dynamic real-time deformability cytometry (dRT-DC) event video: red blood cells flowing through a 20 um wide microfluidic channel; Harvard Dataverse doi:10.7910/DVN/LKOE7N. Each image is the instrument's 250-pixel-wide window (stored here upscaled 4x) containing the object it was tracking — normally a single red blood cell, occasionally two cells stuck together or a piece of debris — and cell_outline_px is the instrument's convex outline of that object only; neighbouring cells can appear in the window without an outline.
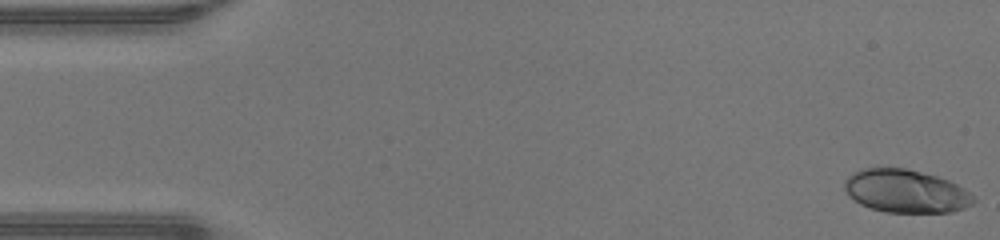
{"species": "human", "species_latin": "Homo sapiens", "temperature_condition": "warm", "stored_images_in_passage": 47, "camera_frame_rate_fps": 3000, "um_per_image_px": 0.085, "donor": {"sex": "male"}, "frame": {"image": 1, "passage_image": 1, "time_ms": 0.0, "image_size_px": [1000, 240], "cell_outline_px": [[976, 200], [972, 204], [964, 208], [952, 212], [884, 212], [860, 204], [848, 196], [844, 188], [844, 180], [852, 172], [864, 168], [904, 168], [936, 176], [948, 180], [964, 188]], "centroid_in_image_um": [76.96, 16.25], "position_along_channel_um": 8.0, "area_um2": 32.31}}
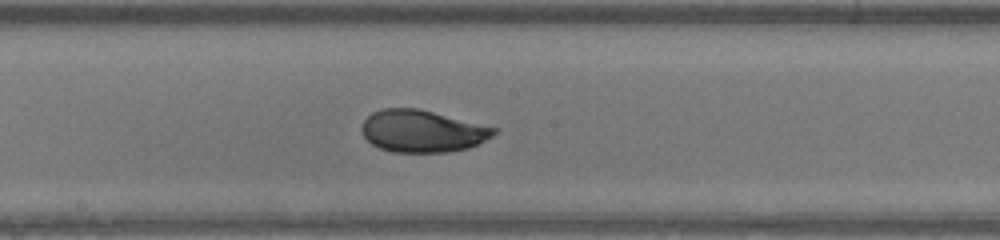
{"frame": {"image": 2, "passage_image": 25, "time_ms": 8.0, "image_size_px": [1000, 240], "cell_outline_px": [[496, 132], [492, 136], [468, 148], [448, 152], [392, 152], [380, 148], [372, 144], [364, 136], [360, 128], [360, 124], [372, 112], [384, 108], [420, 108], [496, 128]], "centroid_in_image_um": [35.85, 11.14], "position_along_channel_um": 212.4, "area_um2": 32.37}}
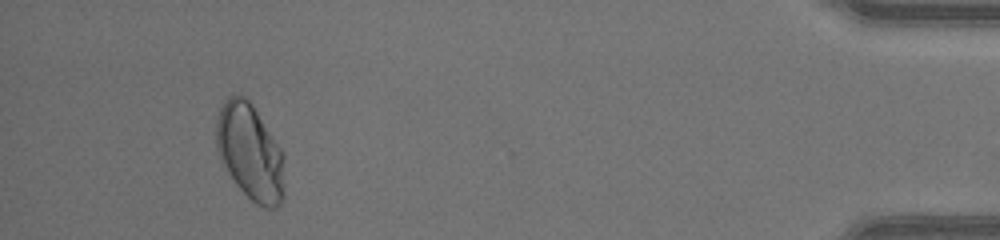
{"frame": {"image": 3, "passage_image": 44, "time_ms": 14.333, "image_size_px": [1000, 240], "cell_outline_px": [[284, 200], [276, 208], [264, 208], [256, 204], [236, 184], [220, 160], [216, 148], [216, 120], [220, 108], [224, 100], [228, 96], [248, 96], [284, 152]], "centroid_in_image_um": [21.28, 12.91], "position_along_channel_um": 413.9, "area_um2": 38.84}, "authors_computed_cell_mechanics": {"area_um2": 32.657, "velocity_mm_per_s": 4.3502, "shape_relaxation_time_tau1_ms": 4.747, "shape_relaxation_time_tau2_ms": null, "deformation_change_tau1": 0.1675, "deformation_change_tau2": null}}